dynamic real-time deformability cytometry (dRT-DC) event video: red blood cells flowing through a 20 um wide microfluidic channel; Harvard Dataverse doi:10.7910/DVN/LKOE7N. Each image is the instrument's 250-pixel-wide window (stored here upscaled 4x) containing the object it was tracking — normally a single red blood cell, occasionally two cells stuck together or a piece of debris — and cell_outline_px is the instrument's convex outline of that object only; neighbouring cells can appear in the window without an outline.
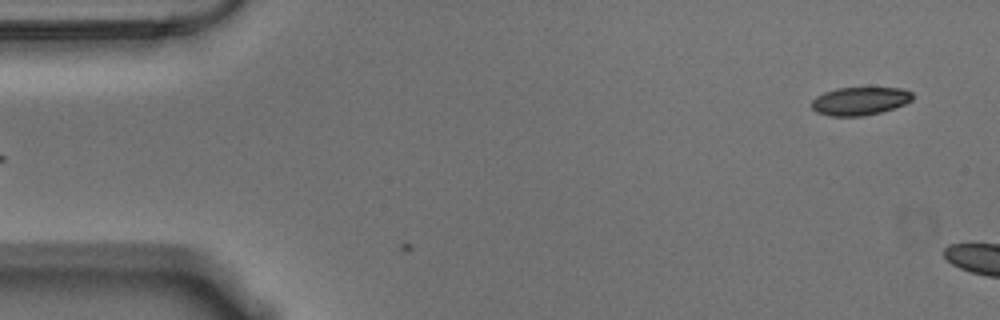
{"species": "Egyptian fruit bat (a non-hibernating species)", "species_latin": "Rousettus aegyptiacus", "temperature_condition": "warm", "stored_images_in_passage": 3, "camera_frame_rate_fps": 3000, "um_per_image_px": 0.085, "animal": {"sex": "male"}, "frame": {"image": 1, "passage_image": 3, "time_ms": 0.667, "image_size_px": [1000, 320], "cell_outline_px": [[912, 100], [904, 104], [880, 112], [864, 116], [828, 116], [816, 112], [812, 108], [812, 100], [816, 96], [824, 92], [836, 88], [900, 88], [912, 92]], "centroid_in_image_um": [73.05, 8.59], "position_along_channel_um": 11.9, "area_um2": 16.47}}